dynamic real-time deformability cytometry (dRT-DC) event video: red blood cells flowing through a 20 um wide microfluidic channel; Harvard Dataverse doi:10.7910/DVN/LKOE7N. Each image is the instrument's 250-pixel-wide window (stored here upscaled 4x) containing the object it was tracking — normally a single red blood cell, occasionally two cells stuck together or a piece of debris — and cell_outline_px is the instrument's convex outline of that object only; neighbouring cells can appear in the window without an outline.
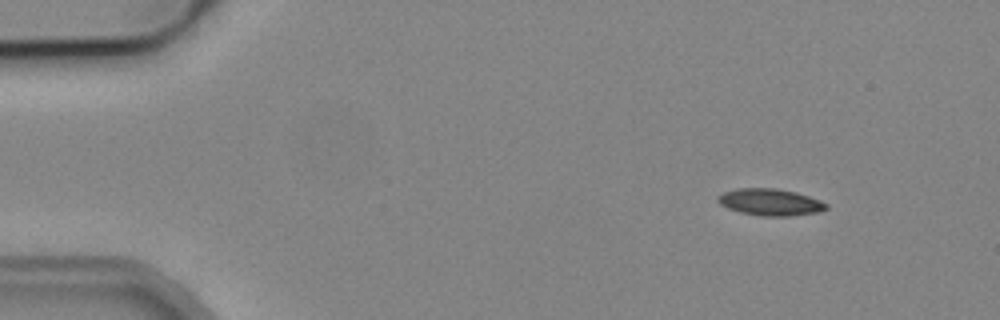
{"species": "common noctule bat (a hibernating species)", "species_latin": "Nyctalus noctula", "temperature_condition": "cold", "stored_images_in_passage": 6, "camera_frame_rate_fps": 3000, "um_per_image_px": 0.085, "animal": {"sex": "male", "body_mass_g": 19.2, "forearm_length_mm": 51.8}, "frame": {"image": 1, "passage_image": 1, "time_ms": 0.0, "image_size_px": [1000, 320], "cell_outline_px": [[828, 208], [820, 212], [788, 216], [760, 216], [740, 212], [728, 208], [720, 204], [716, 200], [716, 196], [724, 192], [736, 188], [776, 188], [796, 192], [820, 200], [828, 204]], "centroid_in_image_um": [65.46, 17.18], "position_along_channel_um": 19.5, "area_um2": 17.05}}
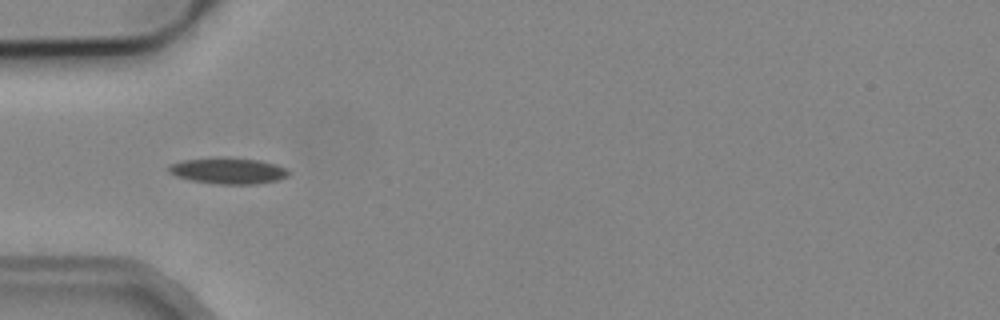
{"frame": {"image": 2, "passage_image": 4, "time_ms": 3.667, "image_size_px": [1000, 320], "cell_outline_px": [[288, 176], [280, 180], [256, 184], [220, 184], [192, 180], [176, 176], [168, 172], [168, 168], [172, 164], [184, 160], [260, 160], [276, 164], [284, 168], [288, 172]], "centroid_in_image_um": [19.45, 14.57], "position_along_channel_um": 65.6, "area_um2": 17.22}}